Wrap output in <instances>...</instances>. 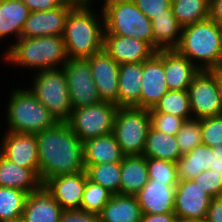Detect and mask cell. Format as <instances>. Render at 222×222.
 <instances>
[{
	"instance_id": "obj_1",
	"label": "cell",
	"mask_w": 222,
	"mask_h": 222,
	"mask_svg": "<svg viewBox=\"0 0 222 222\" xmlns=\"http://www.w3.org/2000/svg\"><path fill=\"white\" fill-rule=\"evenodd\" d=\"M39 155V179L85 170L83 142L71 130L67 122H57L53 127L36 134Z\"/></svg>"
},
{
	"instance_id": "obj_2",
	"label": "cell",
	"mask_w": 222,
	"mask_h": 222,
	"mask_svg": "<svg viewBox=\"0 0 222 222\" xmlns=\"http://www.w3.org/2000/svg\"><path fill=\"white\" fill-rule=\"evenodd\" d=\"M91 8L92 5H76L66 17L62 38L68 58L86 59L103 49L104 15L102 9L97 11L100 17Z\"/></svg>"
},
{
	"instance_id": "obj_3",
	"label": "cell",
	"mask_w": 222,
	"mask_h": 222,
	"mask_svg": "<svg viewBox=\"0 0 222 222\" xmlns=\"http://www.w3.org/2000/svg\"><path fill=\"white\" fill-rule=\"evenodd\" d=\"M176 50L199 70H221L222 26L208 18L182 27Z\"/></svg>"
},
{
	"instance_id": "obj_4",
	"label": "cell",
	"mask_w": 222,
	"mask_h": 222,
	"mask_svg": "<svg viewBox=\"0 0 222 222\" xmlns=\"http://www.w3.org/2000/svg\"><path fill=\"white\" fill-rule=\"evenodd\" d=\"M11 45L4 51L3 60L31 71L63 67L69 59L61 36L21 37Z\"/></svg>"
},
{
	"instance_id": "obj_5",
	"label": "cell",
	"mask_w": 222,
	"mask_h": 222,
	"mask_svg": "<svg viewBox=\"0 0 222 222\" xmlns=\"http://www.w3.org/2000/svg\"><path fill=\"white\" fill-rule=\"evenodd\" d=\"M26 89H12L9 95L6 131L37 134L53 127L58 122L57 119Z\"/></svg>"
},
{
	"instance_id": "obj_6",
	"label": "cell",
	"mask_w": 222,
	"mask_h": 222,
	"mask_svg": "<svg viewBox=\"0 0 222 222\" xmlns=\"http://www.w3.org/2000/svg\"><path fill=\"white\" fill-rule=\"evenodd\" d=\"M104 35L130 36L153 47L151 20L143 14L133 0H104Z\"/></svg>"
},
{
	"instance_id": "obj_7",
	"label": "cell",
	"mask_w": 222,
	"mask_h": 222,
	"mask_svg": "<svg viewBox=\"0 0 222 222\" xmlns=\"http://www.w3.org/2000/svg\"><path fill=\"white\" fill-rule=\"evenodd\" d=\"M30 92L59 122H66L72 111L63 67L36 71Z\"/></svg>"
},
{
	"instance_id": "obj_8",
	"label": "cell",
	"mask_w": 222,
	"mask_h": 222,
	"mask_svg": "<svg viewBox=\"0 0 222 222\" xmlns=\"http://www.w3.org/2000/svg\"><path fill=\"white\" fill-rule=\"evenodd\" d=\"M150 126L148 109L118 107L112 133L125 156L143 155Z\"/></svg>"
},
{
	"instance_id": "obj_9",
	"label": "cell",
	"mask_w": 222,
	"mask_h": 222,
	"mask_svg": "<svg viewBox=\"0 0 222 222\" xmlns=\"http://www.w3.org/2000/svg\"><path fill=\"white\" fill-rule=\"evenodd\" d=\"M118 106L109 101H101L86 107L72 109L66 121L71 130L82 141L113 132Z\"/></svg>"
},
{
	"instance_id": "obj_10",
	"label": "cell",
	"mask_w": 222,
	"mask_h": 222,
	"mask_svg": "<svg viewBox=\"0 0 222 222\" xmlns=\"http://www.w3.org/2000/svg\"><path fill=\"white\" fill-rule=\"evenodd\" d=\"M192 118L204 119L221 114L218 70H200L187 89Z\"/></svg>"
},
{
	"instance_id": "obj_11",
	"label": "cell",
	"mask_w": 222,
	"mask_h": 222,
	"mask_svg": "<svg viewBox=\"0 0 222 222\" xmlns=\"http://www.w3.org/2000/svg\"><path fill=\"white\" fill-rule=\"evenodd\" d=\"M72 109L101 102L93 81L89 61L85 58H69L63 65Z\"/></svg>"
},
{
	"instance_id": "obj_12",
	"label": "cell",
	"mask_w": 222,
	"mask_h": 222,
	"mask_svg": "<svg viewBox=\"0 0 222 222\" xmlns=\"http://www.w3.org/2000/svg\"><path fill=\"white\" fill-rule=\"evenodd\" d=\"M211 201L194 180H182L176 185L174 213L178 219L204 221Z\"/></svg>"
},
{
	"instance_id": "obj_13",
	"label": "cell",
	"mask_w": 222,
	"mask_h": 222,
	"mask_svg": "<svg viewBox=\"0 0 222 222\" xmlns=\"http://www.w3.org/2000/svg\"><path fill=\"white\" fill-rule=\"evenodd\" d=\"M0 153L11 162L32 169L39 176V155L36 134L5 131Z\"/></svg>"
},
{
	"instance_id": "obj_14",
	"label": "cell",
	"mask_w": 222,
	"mask_h": 222,
	"mask_svg": "<svg viewBox=\"0 0 222 222\" xmlns=\"http://www.w3.org/2000/svg\"><path fill=\"white\" fill-rule=\"evenodd\" d=\"M86 59L101 100L118 106L119 64L104 49Z\"/></svg>"
},
{
	"instance_id": "obj_15",
	"label": "cell",
	"mask_w": 222,
	"mask_h": 222,
	"mask_svg": "<svg viewBox=\"0 0 222 222\" xmlns=\"http://www.w3.org/2000/svg\"><path fill=\"white\" fill-rule=\"evenodd\" d=\"M87 178L84 170L49 178L42 185L63 210H80Z\"/></svg>"
},
{
	"instance_id": "obj_16",
	"label": "cell",
	"mask_w": 222,
	"mask_h": 222,
	"mask_svg": "<svg viewBox=\"0 0 222 222\" xmlns=\"http://www.w3.org/2000/svg\"><path fill=\"white\" fill-rule=\"evenodd\" d=\"M75 5L64 2L60 7L47 11L30 12L21 37L61 36L68 13Z\"/></svg>"
},
{
	"instance_id": "obj_17",
	"label": "cell",
	"mask_w": 222,
	"mask_h": 222,
	"mask_svg": "<svg viewBox=\"0 0 222 222\" xmlns=\"http://www.w3.org/2000/svg\"><path fill=\"white\" fill-rule=\"evenodd\" d=\"M140 108L151 109L169 89L164 74V50L143 62Z\"/></svg>"
},
{
	"instance_id": "obj_18",
	"label": "cell",
	"mask_w": 222,
	"mask_h": 222,
	"mask_svg": "<svg viewBox=\"0 0 222 222\" xmlns=\"http://www.w3.org/2000/svg\"><path fill=\"white\" fill-rule=\"evenodd\" d=\"M103 49L120 65L150 59L157 51L148 43L134 37L104 35Z\"/></svg>"
},
{
	"instance_id": "obj_19",
	"label": "cell",
	"mask_w": 222,
	"mask_h": 222,
	"mask_svg": "<svg viewBox=\"0 0 222 222\" xmlns=\"http://www.w3.org/2000/svg\"><path fill=\"white\" fill-rule=\"evenodd\" d=\"M176 186H168L152 180L135 195L142 214L174 212Z\"/></svg>"
},
{
	"instance_id": "obj_20",
	"label": "cell",
	"mask_w": 222,
	"mask_h": 222,
	"mask_svg": "<svg viewBox=\"0 0 222 222\" xmlns=\"http://www.w3.org/2000/svg\"><path fill=\"white\" fill-rule=\"evenodd\" d=\"M63 209L42 185L27 195L22 219L24 222H59Z\"/></svg>"
},
{
	"instance_id": "obj_21",
	"label": "cell",
	"mask_w": 222,
	"mask_h": 222,
	"mask_svg": "<svg viewBox=\"0 0 222 222\" xmlns=\"http://www.w3.org/2000/svg\"><path fill=\"white\" fill-rule=\"evenodd\" d=\"M199 71L176 49L164 50V74L169 90H187Z\"/></svg>"
},
{
	"instance_id": "obj_22",
	"label": "cell",
	"mask_w": 222,
	"mask_h": 222,
	"mask_svg": "<svg viewBox=\"0 0 222 222\" xmlns=\"http://www.w3.org/2000/svg\"><path fill=\"white\" fill-rule=\"evenodd\" d=\"M143 62L119 65L118 107L140 108Z\"/></svg>"
},
{
	"instance_id": "obj_23",
	"label": "cell",
	"mask_w": 222,
	"mask_h": 222,
	"mask_svg": "<svg viewBox=\"0 0 222 222\" xmlns=\"http://www.w3.org/2000/svg\"><path fill=\"white\" fill-rule=\"evenodd\" d=\"M125 155L113 133L88 139L83 142L84 165L120 163Z\"/></svg>"
},
{
	"instance_id": "obj_24",
	"label": "cell",
	"mask_w": 222,
	"mask_h": 222,
	"mask_svg": "<svg viewBox=\"0 0 222 222\" xmlns=\"http://www.w3.org/2000/svg\"><path fill=\"white\" fill-rule=\"evenodd\" d=\"M0 186L15 188L29 194L37 191L42 183L32 169L18 166L0 153Z\"/></svg>"
},
{
	"instance_id": "obj_25",
	"label": "cell",
	"mask_w": 222,
	"mask_h": 222,
	"mask_svg": "<svg viewBox=\"0 0 222 222\" xmlns=\"http://www.w3.org/2000/svg\"><path fill=\"white\" fill-rule=\"evenodd\" d=\"M120 177L119 194L136 195L149 180L147 158L143 155L125 156Z\"/></svg>"
},
{
	"instance_id": "obj_26",
	"label": "cell",
	"mask_w": 222,
	"mask_h": 222,
	"mask_svg": "<svg viewBox=\"0 0 222 222\" xmlns=\"http://www.w3.org/2000/svg\"><path fill=\"white\" fill-rule=\"evenodd\" d=\"M153 29V48L156 51L176 49L179 45L182 26L176 20L172 8L166 14L151 19Z\"/></svg>"
},
{
	"instance_id": "obj_27",
	"label": "cell",
	"mask_w": 222,
	"mask_h": 222,
	"mask_svg": "<svg viewBox=\"0 0 222 222\" xmlns=\"http://www.w3.org/2000/svg\"><path fill=\"white\" fill-rule=\"evenodd\" d=\"M99 216L101 222H141L142 212L135 195L113 194Z\"/></svg>"
},
{
	"instance_id": "obj_28",
	"label": "cell",
	"mask_w": 222,
	"mask_h": 222,
	"mask_svg": "<svg viewBox=\"0 0 222 222\" xmlns=\"http://www.w3.org/2000/svg\"><path fill=\"white\" fill-rule=\"evenodd\" d=\"M29 13L22 0H0V40L12 34L19 40Z\"/></svg>"
},
{
	"instance_id": "obj_29",
	"label": "cell",
	"mask_w": 222,
	"mask_h": 222,
	"mask_svg": "<svg viewBox=\"0 0 222 222\" xmlns=\"http://www.w3.org/2000/svg\"><path fill=\"white\" fill-rule=\"evenodd\" d=\"M212 147L199 144L176 162L178 181L192 180L212 167Z\"/></svg>"
},
{
	"instance_id": "obj_30",
	"label": "cell",
	"mask_w": 222,
	"mask_h": 222,
	"mask_svg": "<svg viewBox=\"0 0 222 222\" xmlns=\"http://www.w3.org/2000/svg\"><path fill=\"white\" fill-rule=\"evenodd\" d=\"M143 156L146 158H156L176 163L182 156L179 151L176 135L159 132L150 126L147 133Z\"/></svg>"
},
{
	"instance_id": "obj_31",
	"label": "cell",
	"mask_w": 222,
	"mask_h": 222,
	"mask_svg": "<svg viewBox=\"0 0 222 222\" xmlns=\"http://www.w3.org/2000/svg\"><path fill=\"white\" fill-rule=\"evenodd\" d=\"M210 0H171V8L182 27L209 18Z\"/></svg>"
},
{
	"instance_id": "obj_32",
	"label": "cell",
	"mask_w": 222,
	"mask_h": 222,
	"mask_svg": "<svg viewBox=\"0 0 222 222\" xmlns=\"http://www.w3.org/2000/svg\"><path fill=\"white\" fill-rule=\"evenodd\" d=\"M148 111H158L182 118L192 119L189 95L187 90H169L156 105Z\"/></svg>"
},
{
	"instance_id": "obj_33",
	"label": "cell",
	"mask_w": 222,
	"mask_h": 222,
	"mask_svg": "<svg viewBox=\"0 0 222 222\" xmlns=\"http://www.w3.org/2000/svg\"><path fill=\"white\" fill-rule=\"evenodd\" d=\"M84 166L89 180L100 184L103 188L108 189L113 194H119L121 162Z\"/></svg>"
},
{
	"instance_id": "obj_34",
	"label": "cell",
	"mask_w": 222,
	"mask_h": 222,
	"mask_svg": "<svg viewBox=\"0 0 222 222\" xmlns=\"http://www.w3.org/2000/svg\"><path fill=\"white\" fill-rule=\"evenodd\" d=\"M27 195L25 191L0 186V222L22 218Z\"/></svg>"
},
{
	"instance_id": "obj_35",
	"label": "cell",
	"mask_w": 222,
	"mask_h": 222,
	"mask_svg": "<svg viewBox=\"0 0 222 222\" xmlns=\"http://www.w3.org/2000/svg\"><path fill=\"white\" fill-rule=\"evenodd\" d=\"M113 193L87 178L80 210L99 215Z\"/></svg>"
},
{
	"instance_id": "obj_36",
	"label": "cell",
	"mask_w": 222,
	"mask_h": 222,
	"mask_svg": "<svg viewBox=\"0 0 222 222\" xmlns=\"http://www.w3.org/2000/svg\"><path fill=\"white\" fill-rule=\"evenodd\" d=\"M147 167L150 180L166 183L168 186H176L178 184L177 166L175 162L147 158Z\"/></svg>"
},
{
	"instance_id": "obj_37",
	"label": "cell",
	"mask_w": 222,
	"mask_h": 222,
	"mask_svg": "<svg viewBox=\"0 0 222 222\" xmlns=\"http://www.w3.org/2000/svg\"><path fill=\"white\" fill-rule=\"evenodd\" d=\"M177 143L181 155L189 153L193 148L202 144L201 120H185L176 134Z\"/></svg>"
},
{
	"instance_id": "obj_38",
	"label": "cell",
	"mask_w": 222,
	"mask_h": 222,
	"mask_svg": "<svg viewBox=\"0 0 222 222\" xmlns=\"http://www.w3.org/2000/svg\"><path fill=\"white\" fill-rule=\"evenodd\" d=\"M201 138L207 146H222V114L201 119Z\"/></svg>"
},
{
	"instance_id": "obj_39",
	"label": "cell",
	"mask_w": 222,
	"mask_h": 222,
	"mask_svg": "<svg viewBox=\"0 0 222 222\" xmlns=\"http://www.w3.org/2000/svg\"><path fill=\"white\" fill-rule=\"evenodd\" d=\"M149 116L153 129L169 135H176L184 122L180 117L158 111H149Z\"/></svg>"
},
{
	"instance_id": "obj_40",
	"label": "cell",
	"mask_w": 222,
	"mask_h": 222,
	"mask_svg": "<svg viewBox=\"0 0 222 222\" xmlns=\"http://www.w3.org/2000/svg\"><path fill=\"white\" fill-rule=\"evenodd\" d=\"M210 197L222 196V174L213 172L209 169L192 179Z\"/></svg>"
},
{
	"instance_id": "obj_41",
	"label": "cell",
	"mask_w": 222,
	"mask_h": 222,
	"mask_svg": "<svg viewBox=\"0 0 222 222\" xmlns=\"http://www.w3.org/2000/svg\"><path fill=\"white\" fill-rule=\"evenodd\" d=\"M136 7L150 20L154 16L166 14V10L171 8V0H133Z\"/></svg>"
},
{
	"instance_id": "obj_42",
	"label": "cell",
	"mask_w": 222,
	"mask_h": 222,
	"mask_svg": "<svg viewBox=\"0 0 222 222\" xmlns=\"http://www.w3.org/2000/svg\"><path fill=\"white\" fill-rule=\"evenodd\" d=\"M59 222H101L100 216L82 210H63Z\"/></svg>"
},
{
	"instance_id": "obj_43",
	"label": "cell",
	"mask_w": 222,
	"mask_h": 222,
	"mask_svg": "<svg viewBox=\"0 0 222 222\" xmlns=\"http://www.w3.org/2000/svg\"><path fill=\"white\" fill-rule=\"evenodd\" d=\"M30 12L35 11H47L60 7L65 1L64 0H22Z\"/></svg>"
},
{
	"instance_id": "obj_44",
	"label": "cell",
	"mask_w": 222,
	"mask_h": 222,
	"mask_svg": "<svg viewBox=\"0 0 222 222\" xmlns=\"http://www.w3.org/2000/svg\"><path fill=\"white\" fill-rule=\"evenodd\" d=\"M205 221L222 222V196L212 198Z\"/></svg>"
},
{
	"instance_id": "obj_45",
	"label": "cell",
	"mask_w": 222,
	"mask_h": 222,
	"mask_svg": "<svg viewBox=\"0 0 222 222\" xmlns=\"http://www.w3.org/2000/svg\"><path fill=\"white\" fill-rule=\"evenodd\" d=\"M178 217L174 212L162 214H142L141 222H177Z\"/></svg>"
},
{
	"instance_id": "obj_46",
	"label": "cell",
	"mask_w": 222,
	"mask_h": 222,
	"mask_svg": "<svg viewBox=\"0 0 222 222\" xmlns=\"http://www.w3.org/2000/svg\"><path fill=\"white\" fill-rule=\"evenodd\" d=\"M209 18L222 26V0H210Z\"/></svg>"
},
{
	"instance_id": "obj_47",
	"label": "cell",
	"mask_w": 222,
	"mask_h": 222,
	"mask_svg": "<svg viewBox=\"0 0 222 222\" xmlns=\"http://www.w3.org/2000/svg\"><path fill=\"white\" fill-rule=\"evenodd\" d=\"M212 150V167L210 169L222 174V146H213Z\"/></svg>"
},
{
	"instance_id": "obj_48",
	"label": "cell",
	"mask_w": 222,
	"mask_h": 222,
	"mask_svg": "<svg viewBox=\"0 0 222 222\" xmlns=\"http://www.w3.org/2000/svg\"><path fill=\"white\" fill-rule=\"evenodd\" d=\"M218 88H219V100H220L221 114H222V69L218 70Z\"/></svg>"
},
{
	"instance_id": "obj_49",
	"label": "cell",
	"mask_w": 222,
	"mask_h": 222,
	"mask_svg": "<svg viewBox=\"0 0 222 222\" xmlns=\"http://www.w3.org/2000/svg\"><path fill=\"white\" fill-rule=\"evenodd\" d=\"M65 2L76 5H92L94 0H64Z\"/></svg>"
},
{
	"instance_id": "obj_50",
	"label": "cell",
	"mask_w": 222,
	"mask_h": 222,
	"mask_svg": "<svg viewBox=\"0 0 222 222\" xmlns=\"http://www.w3.org/2000/svg\"><path fill=\"white\" fill-rule=\"evenodd\" d=\"M6 222H24L22 218L17 219V220H12V221H6Z\"/></svg>"
},
{
	"instance_id": "obj_51",
	"label": "cell",
	"mask_w": 222,
	"mask_h": 222,
	"mask_svg": "<svg viewBox=\"0 0 222 222\" xmlns=\"http://www.w3.org/2000/svg\"><path fill=\"white\" fill-rule=\"evenodd\" d=\"M177 222H192V221L183 220V219H178Z\"/></svg>"
}]
</instances>
